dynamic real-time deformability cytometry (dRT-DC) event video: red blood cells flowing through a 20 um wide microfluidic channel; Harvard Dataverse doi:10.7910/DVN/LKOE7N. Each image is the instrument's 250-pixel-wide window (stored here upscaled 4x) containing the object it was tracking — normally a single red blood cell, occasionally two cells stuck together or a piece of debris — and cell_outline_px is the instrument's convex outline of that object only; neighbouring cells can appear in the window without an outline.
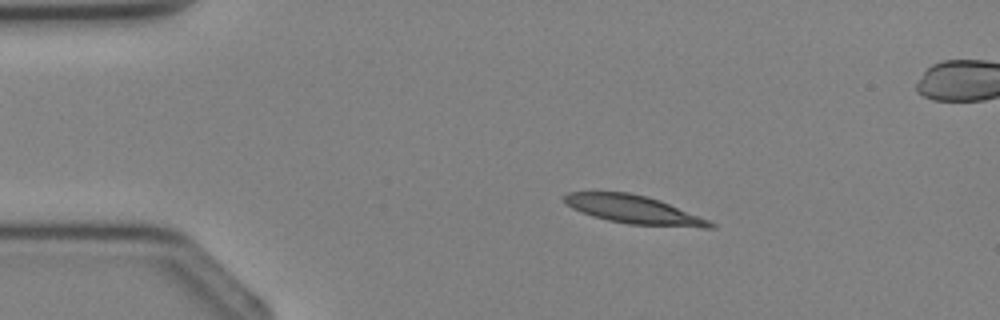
{"species": "Egyptian fruit bat (a non-hibernating species)", "species_latin": "Rousettus aegyptiacus", "temperature_condition": "cold", "stored_images_in_passage": 3, "camera_frame_rate_fps": 3000, "um_per_image_px": 0.085, "animal": {"sex": "female"}, "frame": {"image": 1, "passage_image": 1, "time_ms": 0.0, "image_size_px": [1000, 320], "cell_outline_px": [[716, 228], [700, 228], [628, 224], [608, 220], [592, 216], [572, 208], [564, 200], [564, 196], [568, 192], [628, 192], [648, 196], [660, 200], [708, 220], [716, 224]], "centroid_in_image_um": [53.9, 17.83], "position_along_channel_um": 31.1, "area_um2": 23.93}}